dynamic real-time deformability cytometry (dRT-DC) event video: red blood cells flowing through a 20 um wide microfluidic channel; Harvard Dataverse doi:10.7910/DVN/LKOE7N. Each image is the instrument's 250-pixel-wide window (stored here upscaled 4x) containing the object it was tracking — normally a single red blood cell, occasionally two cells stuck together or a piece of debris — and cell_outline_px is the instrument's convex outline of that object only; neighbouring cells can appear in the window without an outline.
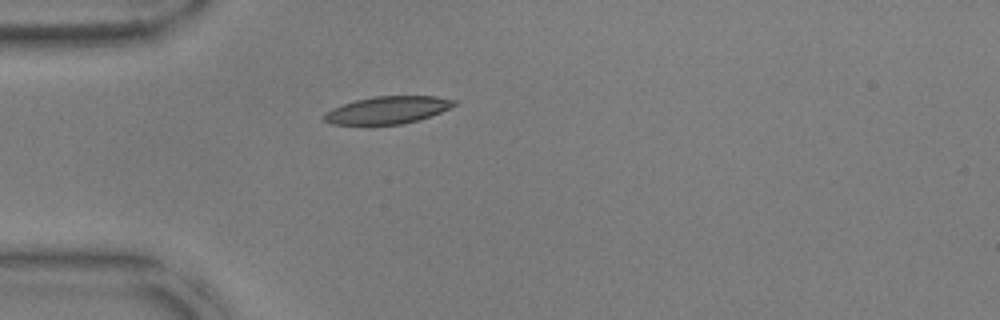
{"species": "common noctule bat (a hibernating species)", "species_latin": "Nyctalus noctula", "temperature_condition": "warm", "stored_images_in_passage": 22, "camera_frame_rate_fps": 3000, "um_per_image_px": 0.085, "animal": {"sex": "male", "body_mass_g": 17.9, "forearm_length_mm": 54.2}, "frame": {"image": 1, "passage_image": 1, "time_ms": 0.0, "image_size_px": [1000, 320], "cell_outline_px": [[456, 104], [440, 112], [420, 120], [400, 124], [372, 128], [332, 124], [324, 120], [324, 112], [332, 108], [356, 100], [372, 96], [436, 96], [456, 100]], "centroid_in_image_um": [32.87, 9.4], "position_along_channel_um": 52.1, "area_um2": 21.56}}
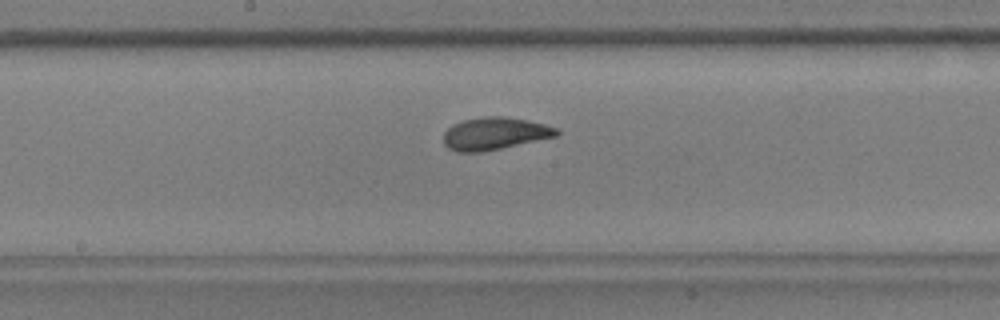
{"frame": {"image": 2, "passage_image": 14, "time_ms": 4.333, "image_size_px": [1000, 320], "cell_outline_px": [[560, 132], [556, 136], [500, 148], [480, 152], [456, 152], [448, 148], [444, 144], [444, 132], [452, 124], [464, 120], [484, 116], [500, 116], [528, 120], [560, 128]], "centroid_in_image_um": [42.04, 11.34], "position_along_channel_um": 206.2, "area_um2": 21.27}}
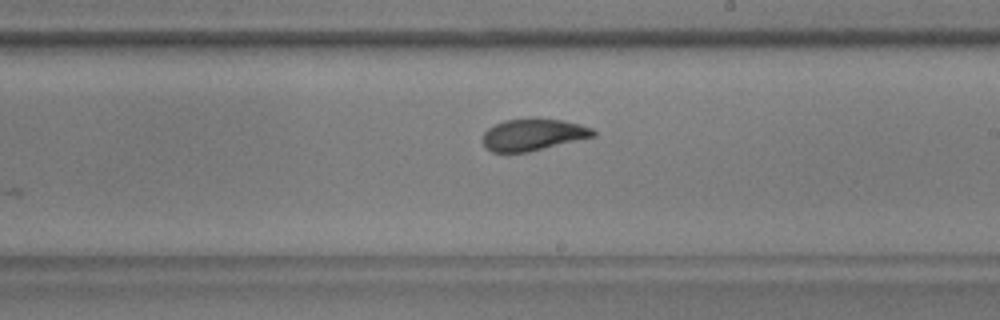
{"frame": {"image": 3, "passage_image": 17, "time_ms": 5.333, "image_size_px": [1000, 320], "cell_outline_px": [[596, 136], [528, 152], [492, 152], [484, 148], [480, 140], [484, 132], [488, 128], [504, 120], [560, 120], [580, 124], [592, 128], [596, 132]], "centroid_in_image_um": [45.27, 11.48], "position_along_channel_um": 243.7, "area_um2": 20.23}}